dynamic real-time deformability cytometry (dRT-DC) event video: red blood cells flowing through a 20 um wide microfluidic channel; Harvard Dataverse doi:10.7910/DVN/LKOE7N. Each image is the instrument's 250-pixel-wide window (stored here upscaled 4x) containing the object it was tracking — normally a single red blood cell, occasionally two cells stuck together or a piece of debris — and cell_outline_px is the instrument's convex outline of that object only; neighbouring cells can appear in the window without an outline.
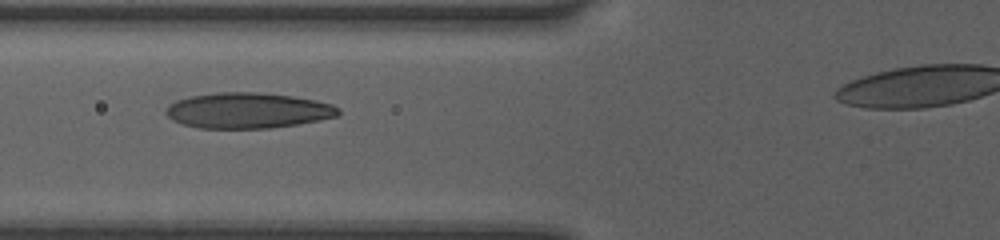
{"species": "human", "species_latin": "Homo sapiens", "temperature_condition": "room temperature", "stored_images_in_passage": 6, "camera_frame_rate_fps": 3000, "um_per_image_px": 0.085, "donor": {"sex": "female"}, "frame": {"image": 1, "passage_image": 3, "time_ms": 2.0, "image_size_px": [1000, 240], "cell_outline_px": [[340, 112], [336, 116], [320, 120], [272, 128], [200, 128], [184, 124], [172, 120], [164, 112], [168, 104], [176, 100], [188, 96], [216, 92], [256, 92], [292, 96], [316, 100], [332, 104], [340, 108]], "centroid_in_image_um": [21.04, 9.38], "position_along_channel_um": 104.8, "area_um2": 35.89}}
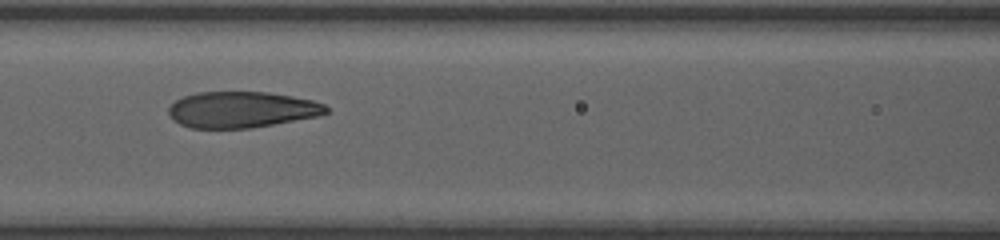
{"frame": {"image": 2, "passage_image": 4, "time_ms": 3.0, "image_size_px": [1000, 240], "cell_outline_px": [[328, 112], [320, 116], [252, 128], [192, 128], [180, 124], [172, 120], [168, 112], [168, 108], [176, 100], [184, 96], [196, 92], [268, 92], [292, 96], [312, 100], [324, 104], [328, 108]], "centroid_in_image_um": [20.55, 9.32], "position_along_channel_um": 146.1, "area_um2": 33.29}}
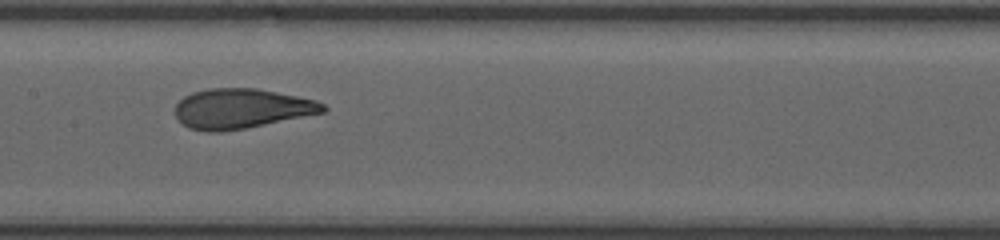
{"frame": {"image": 3, "passage_image": 5, "time_ms": 4.0, "image_size_px": [1000, 240], "cell_outline_px": [[328, 108], [324, 112], [244, 128], [220, 132], [208, 132], [188, 128], [176, 116], [176, 104], [184, 96], [192, 92], [208, 88], [256, 88], [316, 100], [324, 104]], "centroid_in_image_um": [20.5, 9.22], "position_along_channel_um": 186.9, "area_um2": 34.04}}